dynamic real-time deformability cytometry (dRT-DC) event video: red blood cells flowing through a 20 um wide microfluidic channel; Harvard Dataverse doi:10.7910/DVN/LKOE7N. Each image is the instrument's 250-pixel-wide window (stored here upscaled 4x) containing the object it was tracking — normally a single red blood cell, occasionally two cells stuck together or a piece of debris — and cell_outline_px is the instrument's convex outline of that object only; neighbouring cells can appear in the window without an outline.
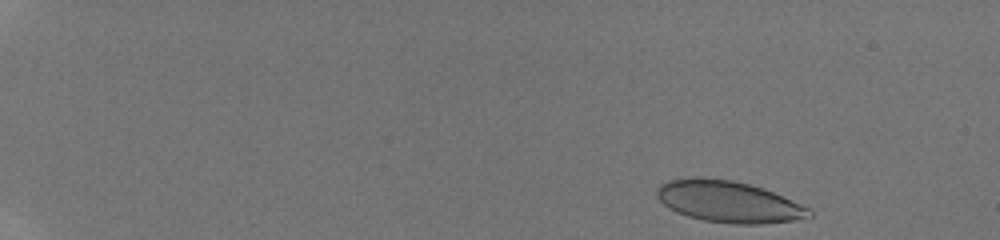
{"species": "human", "species_latin": "Homo sapiens", "temperature_condition": "room temperature", "stored_images_in_passage": 120, "camera_frame_rate_fps": 3000, "um_per_image_px": 0.085, "donor": {"sex": "male"}, "frame": {"image": 1, "passage_image": 4, "time_ms": 0.333, "image_size_px": [1000, 240], "cell_outline_px": [[812, 216], [792, 220], [760, 224], [732, 224], [704, 220], [688, 216], [676, 212], [668, 208], [656, 196], [656, 188], [660, 184], [668, 180], [732, 180], [748, 184], [772, 192], [800, 204], [808, 208], [812, 212]], "centroid_in_image_um": [61.92, 17.18], "position_along_channel_um": 23.1, "area_um2": 35.66}}
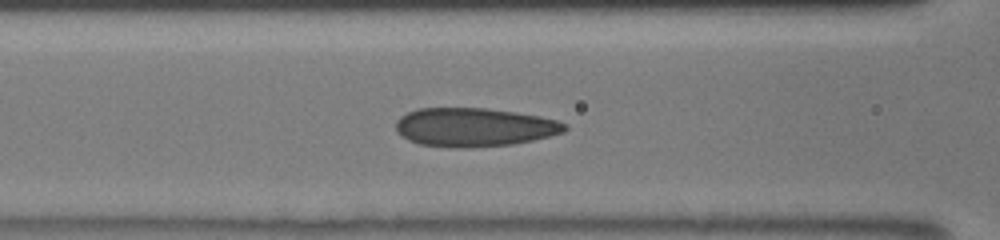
{"frame": {"image": 2, "passage_image": 41, "time_ms": 6.667, "image_size_px": [1000, 240], "cell_outline_px": [[568, 128], [564, 132], [532, 140], [512, 144], [468, 148], [448, 148], [420, 144], [408, 140], [396, 132], [396, 120], [400, 116], [416, 108], [488, 108], [516, 112], [540, 116], [556, 120], [568, 124]], "centroid_in_image_um": [40.28, 10.81], "position_along_channel_um": 126.3, "area_um2": 38.38}}
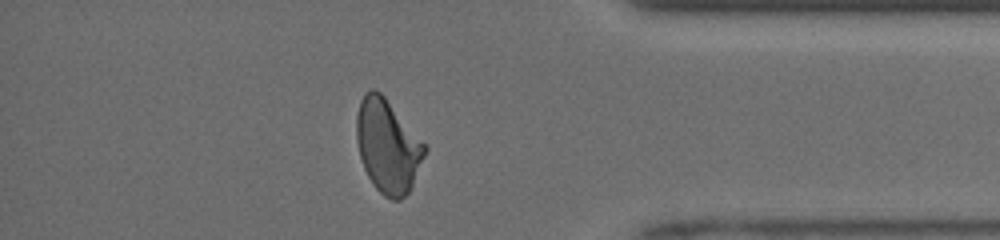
{"frame": {"image": 3, "passage_image": 101, "time_ms": 13.667, "image_size_px": [1000, 240], "cell_outline_px": [[428, 148], [412, 184], [408, 192], [400, 200], [392, 200], [384, 196], [372, 184], [364, 168], [360, 156], [356, 140], [356, 116], [360, 100], [372, 88], [376, 88], [384, 96]], "centroid_in_image_um": [32.93, 12.42], "position_along_channel_um": 402.3, "area_um2": 36.65}, "authors_computed_cell_mechanics": {"area_um2": 37.1654, "velocity_mm_per_s": 4.1523, "shape_relaxation_time_tau1_ms": 4.4692, "shape_relaxation_time_tau2_ms": 1.0095, "deformation_change_tau1": 0.15, "deformation_change_tau2": 0.0689}}